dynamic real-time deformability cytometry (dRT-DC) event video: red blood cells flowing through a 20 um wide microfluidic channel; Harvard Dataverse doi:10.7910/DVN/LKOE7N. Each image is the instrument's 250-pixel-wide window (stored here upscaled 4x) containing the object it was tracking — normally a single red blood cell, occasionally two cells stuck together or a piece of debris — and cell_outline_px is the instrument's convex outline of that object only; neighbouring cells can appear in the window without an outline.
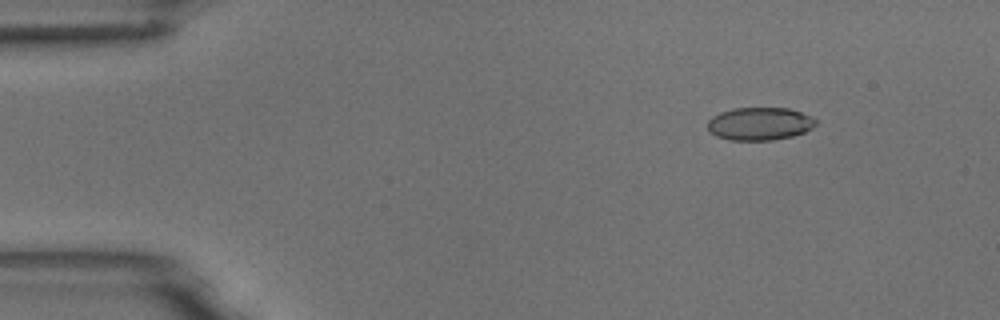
{"species": "common noctule bat (a hibernating species)", "species_latin": "Nyctalus noctula", "temperature_condition": "room temperature", "stored_images_in_passage": 6, "camera_frame_rate_fps": 3000, "um_per_image_px": 0.085, "animal": {"sex": "male", "body_mass_g": 18.8}, "frame": {"image": 1, "passage_image": 2, "time_ms": 0.333, "image_size_px": [1000, 320], "cell_outline_px": [[816, 124], [812, 128], [804, 132], [792, 136], [772, 140], [728, 140], [716, 136], [708, 132], [708, 120], [712, 116], [720, 112], [732, 108], [788, 108], [812, 116], [816, 120]], "centroid_in_image_um": [64.54, 10.52], "position_along_channel_um": 20.5, "area_um2": 20.87}}
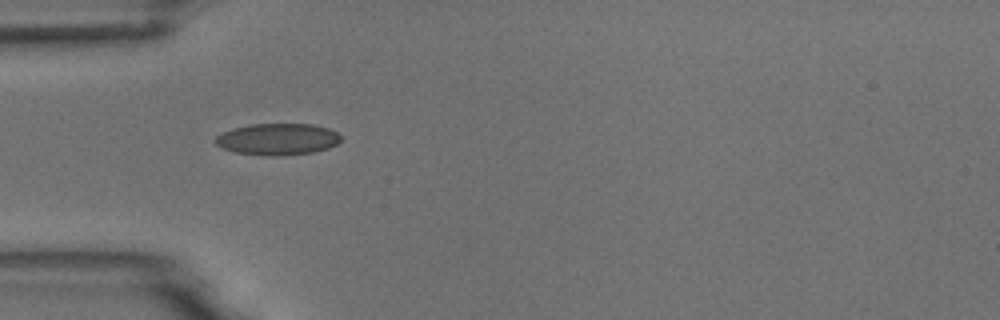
{"frame": {"image": 2, "passage_image": 5, "time_ms": 1.333, "image_size_px": [1000, 320], "cell_outline_px": [[340, 140], [336, 144], [328, 148], [312, 152], [272, 156], [264, 156], [236, 152], [224, 148], [216, 144], [212, 140], [216, 136], [224, 132], [248, 124], [312, 124], [328, 128], [336, 132], [340, 136]], "centroid_in_image_um": [23.58, 11.83], "position_along_channel_um": 61.4, "area_um2": 22.89}}